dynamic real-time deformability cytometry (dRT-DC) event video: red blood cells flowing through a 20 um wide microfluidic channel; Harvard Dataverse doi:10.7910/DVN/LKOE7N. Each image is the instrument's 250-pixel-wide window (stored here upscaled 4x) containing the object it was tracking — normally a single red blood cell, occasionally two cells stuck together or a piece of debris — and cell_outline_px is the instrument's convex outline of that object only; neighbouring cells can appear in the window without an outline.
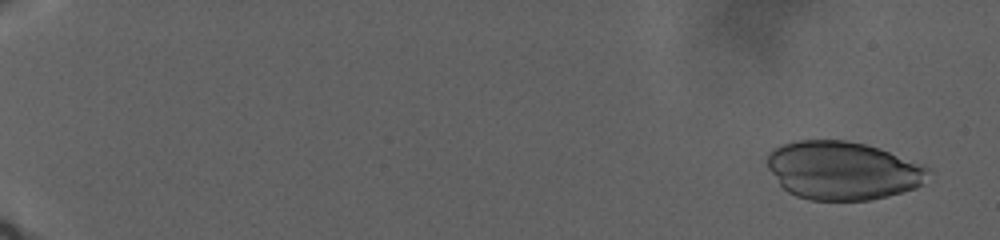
{"species": "human", "species_latin": "Homo sapiens", "temperature_condition": "warm", "stored_images_in_passage": 96, "camera_frame_rate_fps": 3000, "um_per_image_px": 0.085, "donor": {"sex": "male"}, "frame": {"image": 1, "passage_image": 4, "time_ms": 1.333, "image_size_px": [1000, 240], "cell_outline_px": [[932, 172], [916, 188], [888, 196], [868, 200], [812, 200], [796, 196], [788, 192], [780, 184], [768, 168], [768, 152], [784, 144], [796, 140], [844, 140], [864, 144], [924, 164], [932, 168]], "centroid_in_image_um": [71.65, 14.5], "position_along_channel_um": 13.3, "area_um2": 54.56}}
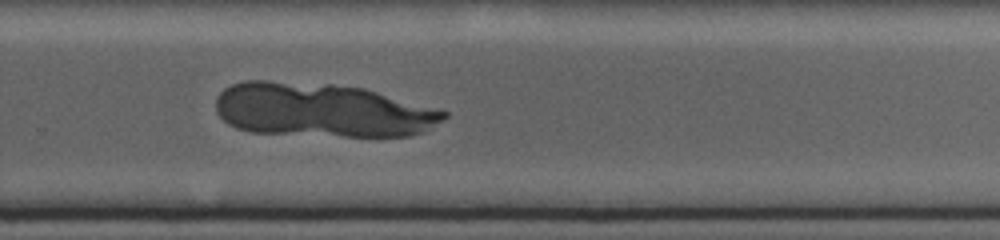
{"frame": {"image": 2, "passage_image": 77, "time_ms": 25.667, "image_size_px": [1000, 240], "cell_outline_px": [[448, 116], [424, 132], [408, 136], [344, 136], [252, 132], [236, 128], [228, 124], [216, 112], [216, 96], [224, 88], [232, 84], [244, 80], [268, 80], [332, 84], [364, 88], [448, 112]], "centroid_in_image_um": [27.32, 9.35], "position_along_channel_um": 302.5, "area_um2": 71.73}}
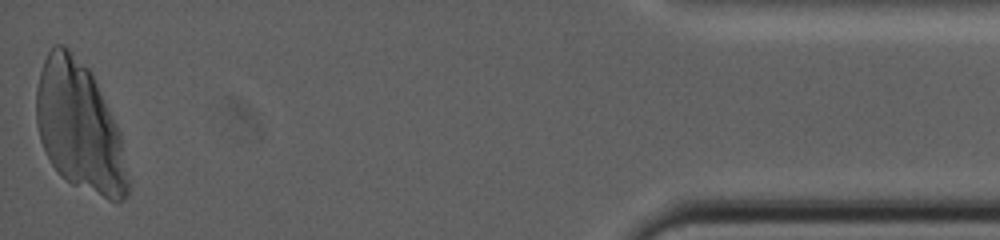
{"frame": {"image": 3, "passage_image": 95, "time_ms": 35.0, "image_size_px": [1000, 240], "cell_outline_px": [[128, 196], [124, 200], [116, 204], [72, 184], [60, 176], [52, 164], [40, 140], [36, 124], [36, 88], [40, 72], [44, 60], [48, 52], [56, 44], [64, 44], [92, 72], [120, 132], [128, 180]], "centroid_in_image_um": [6.75, 10.81], "position_along_channel_um": 428.5, "area_um2": 68.96}}